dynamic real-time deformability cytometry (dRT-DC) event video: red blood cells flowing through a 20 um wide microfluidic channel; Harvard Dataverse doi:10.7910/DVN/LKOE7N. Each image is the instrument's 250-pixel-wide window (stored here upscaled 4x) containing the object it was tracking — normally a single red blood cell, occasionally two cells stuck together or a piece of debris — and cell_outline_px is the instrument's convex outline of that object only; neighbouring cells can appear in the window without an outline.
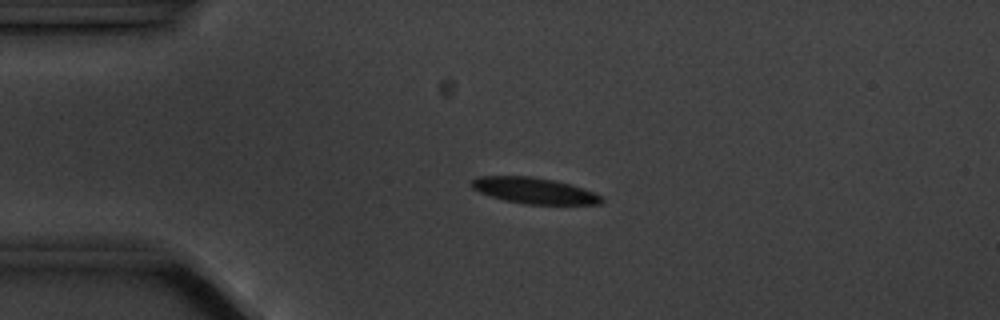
{"species": "common noctule bat (a hibernating species)", "species_latin": "Nyctalus noctula", "temperature_condition": "cold", "stored_images_in_passage": 3, "camera_frame_rate_fps": 3000, "um_per_image_px": 0.085, "animal": {"sex": "male", "body_mass_g": 20.1, "forearm_length_mm": 53.5}, "frame": {"image": 1, "passage_image": 2, "time_ms": 2.0, "image_size_px": [1000, 320], "cell_outline_px": [[604, 200], [600, 204], [528, 204], [504, 200], [480, 192], [472, 188], [468, 184], [472, 180], [480, 176], [532, 176], [572, 184], [584, 188], [600, 196]], "centroid_in_image_um": [45.39, 16.19], "position_along_channel_um": 39.6, "area_um2": 19.59}}